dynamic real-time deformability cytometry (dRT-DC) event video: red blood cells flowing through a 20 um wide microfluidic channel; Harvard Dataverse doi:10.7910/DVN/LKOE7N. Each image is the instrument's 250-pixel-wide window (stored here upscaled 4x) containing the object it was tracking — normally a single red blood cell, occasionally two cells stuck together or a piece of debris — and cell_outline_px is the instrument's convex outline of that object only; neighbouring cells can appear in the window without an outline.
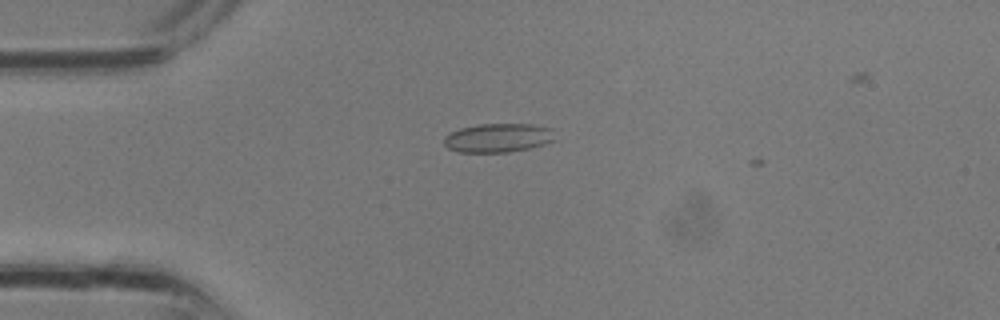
{"species": "common noctule bat (a hibernating species)", "species_latin": "Nyctalus noctula", "temperature_condition": "room temperature", "stored_images_in_passage": 26, "camera_frame_rate_fps": 3000, "um_per_image_px": 0.085, "animal": {"sex": "male", "body_mass_g": 13.3}, "frame": {"image": 1, "passage_image": 5, "time_ms": 1.333, "image_size_px": [1000, 320], "cell_outline_px": [[556, 140], [544, 144], [528, 148], [508, 152], [460, 152], [448, 148], [444, 144], [444, 136], [460, 128], [480, 124], [532, 124], [556, 128]], "centroid_in_image_um": [42.41, 11.7], "position_along_channel_um": 42.6, "area_um2": 18.9}}
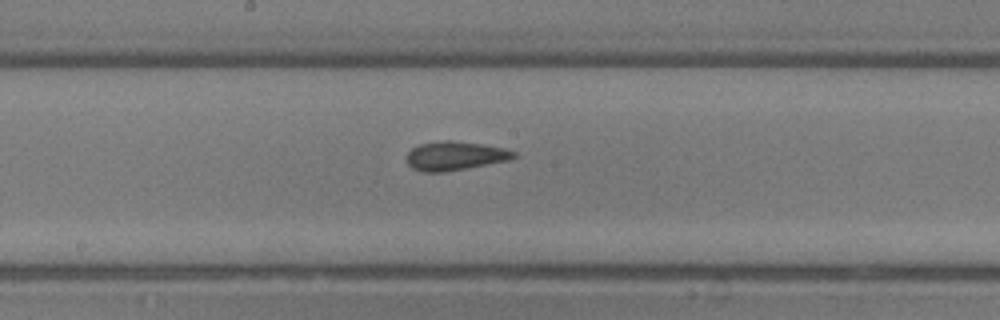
{"frame": {"image": 2, "passage_image": 14, "time_ms": 4.333, "image_size_px": [1000, 320], "cell_outline_px": [[516, 156], [508, 160], [468, 168], [444, 172], [424, 172], [412, 168], [408, 164], [404, 156], [412, 148], [420, 144], [444, 140], [452, 140], [480, 144], [504, 148], [516, 152]], "centroid_in_image_um": [38.63, 13.25], "position_along_channel_um": 209.6, "area_um2": 18.03}}
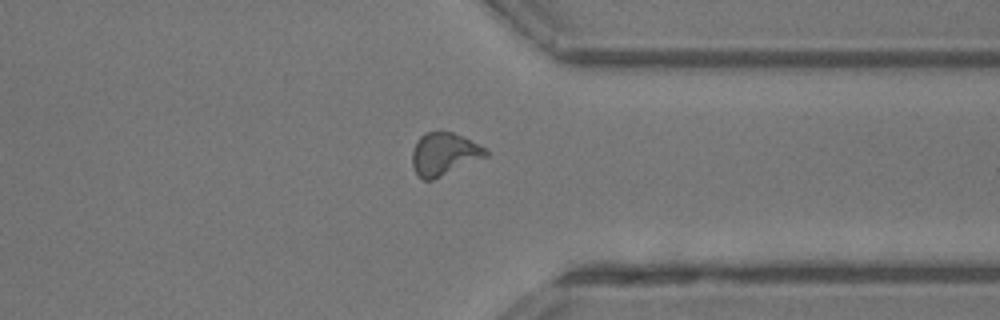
{"frame": {"image": 3, "passage_image": 22, "time_ms": 7.0, "image_size_px": [1000, 320], "cell_outline_px": [[488, 156], [432, 180], [424, 180], [416, 172], [412, 164], [412, 152], [416, 140], [424, 132], [452, 132], [464, 136], [480, 144], [488, 152]], "centroid_in_image_um": [37.75, 13.07], "position_along_channel_um": 373.6, "area_um2": 18.26}}